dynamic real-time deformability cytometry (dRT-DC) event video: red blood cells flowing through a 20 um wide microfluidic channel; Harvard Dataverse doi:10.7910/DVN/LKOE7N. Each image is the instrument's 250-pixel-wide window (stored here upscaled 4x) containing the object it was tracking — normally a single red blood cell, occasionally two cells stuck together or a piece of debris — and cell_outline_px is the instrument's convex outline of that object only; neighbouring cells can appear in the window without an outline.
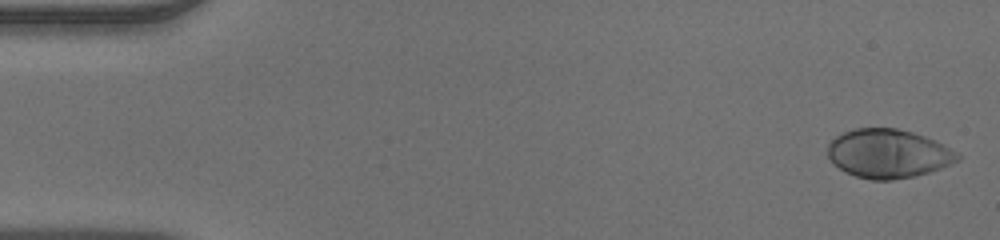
{"species": "human", "species_latin": "Homo sapiens", "temperature_condition": "warm", "stored_images_in_passage": 15, "camera_frame_rate_fps": 3000, "um_per_image_px": 0.085, "donor": {"sex": "male"}, "frame": {"image": 1, "passage_image": 1, "time_ms": 0.0, "image_size_px": [1000, 240], "cell_outline_px": [[960, 160], [940, 168], [916, 176], [892, 180], [872, 180], [856, 176], [844, 172], [832, 164], [828, 156], [828, 144], [836, 136], [852, 128], [896, 128], [912, 132], [924, 136], [956, 152], [960, 156]], "centroid_in_image_um": [75.45, 13.06], "position_along_channel_um": 9.6, "area_um2": 36.82}}
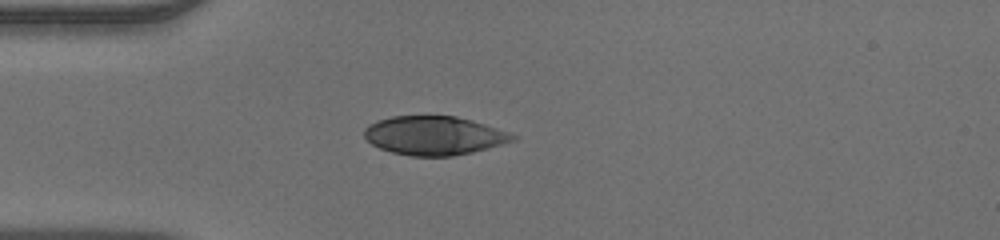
{"frame": {"image": 2, "passage_image": 13, "time_ms": 4.0, "image_size_px": [1000, 240], "cell_outline_px": [[516, 140], [488, 148], [472, 152], [452, 156], [412, 156], [392, 152], [380, 148], [372, 144], [364, 136], [364, 128], [368, 124], [376, 120], [392, 116], [456, 116], [472, 120], [508, 132], [516, 136]], "centroid_in_image_um": [36.87, 11.52], "position_along_channel_um": 48.1, "area_um2": 33.47}}